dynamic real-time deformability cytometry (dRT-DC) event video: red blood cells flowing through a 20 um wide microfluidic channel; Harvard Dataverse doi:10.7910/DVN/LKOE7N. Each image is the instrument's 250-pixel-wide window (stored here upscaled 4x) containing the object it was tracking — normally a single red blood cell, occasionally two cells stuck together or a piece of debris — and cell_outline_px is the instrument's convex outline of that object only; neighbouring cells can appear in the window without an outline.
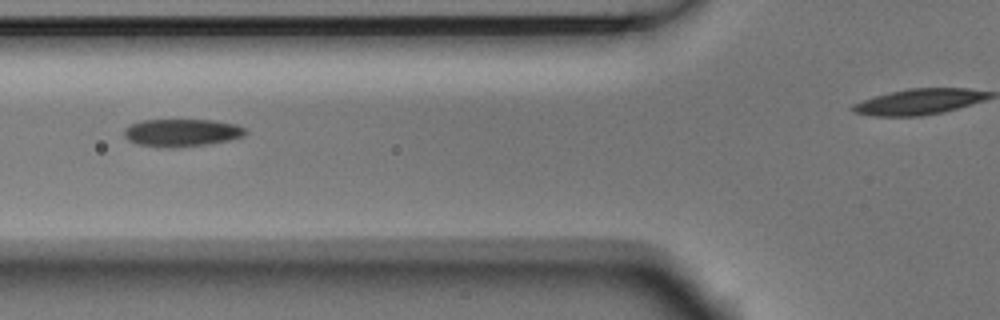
{"species": "Egyptian fruit bat (a non-hibernating species)", "species_latin": "Rousettus aegyptiacus", "temperature_condition": "room temperature", "stored_images_in_passage": 9, "camera_frame_rate_fps": 3000, "um_per_image_px": 0.085, "animal": {"sex": "male"}, "frame": {"image": 1, "passage_image": 6, "time_ms": 1.667, "image_size_px": [1000, 320], "cell_outline_px": [[248, 132], [244, 136], [228, 140], [208, 144], [172, 148], [168, 148], [136, 144], [128, 140], [124, 136], [124, 128], [140, 120], [216, 120], [236, 124], [248, 128]], "centroid_in_image_um": [15.47, 11.27], "position_along_channel_um": 110.3, "area_um2": 19.77}}